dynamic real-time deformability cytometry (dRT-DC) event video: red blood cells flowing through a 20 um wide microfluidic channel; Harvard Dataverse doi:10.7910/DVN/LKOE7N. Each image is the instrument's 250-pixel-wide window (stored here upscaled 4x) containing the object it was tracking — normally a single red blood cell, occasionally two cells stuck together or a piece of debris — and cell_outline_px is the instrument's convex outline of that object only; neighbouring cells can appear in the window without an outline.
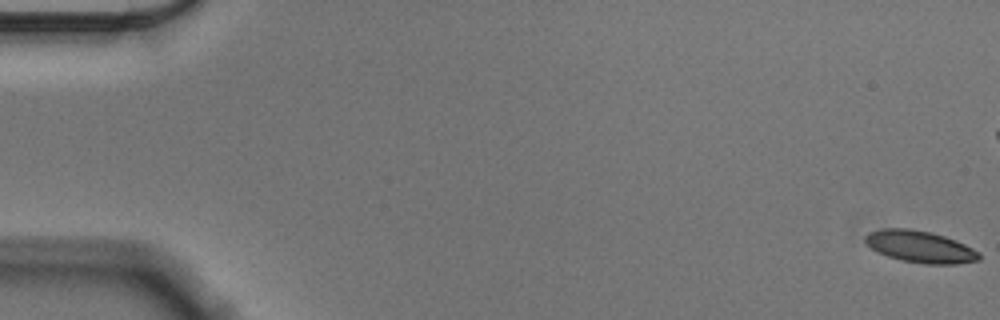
{"species": "Egyptian fruit bat (a non-hibernating species)", "species_latin": "Rousettus aegyptiacus", "temperature_condition": "cold", "stored_images_in_passage": 16, "camera_frame_rate_fps": 3000, "um_per_image_px": 0.085, "animal": {"sex": "male"}, "frame": {"image": 1, "passage_image": 1, "time_ms": 0.0, "image_size_px": [1000, 320], "cell_outline_px": [[980, 260], [956, 264], [924, 264], [900, 260], [876, 252], [864, 240], [864, 236], [868, 232], [880, 228], [908, 228], [932, 232], [956, 240], [980, 252]], "centroid_in_image_um": [78.2, 20.96], "position_along_channel_um": 6.8, "area_um2": 21.33}}